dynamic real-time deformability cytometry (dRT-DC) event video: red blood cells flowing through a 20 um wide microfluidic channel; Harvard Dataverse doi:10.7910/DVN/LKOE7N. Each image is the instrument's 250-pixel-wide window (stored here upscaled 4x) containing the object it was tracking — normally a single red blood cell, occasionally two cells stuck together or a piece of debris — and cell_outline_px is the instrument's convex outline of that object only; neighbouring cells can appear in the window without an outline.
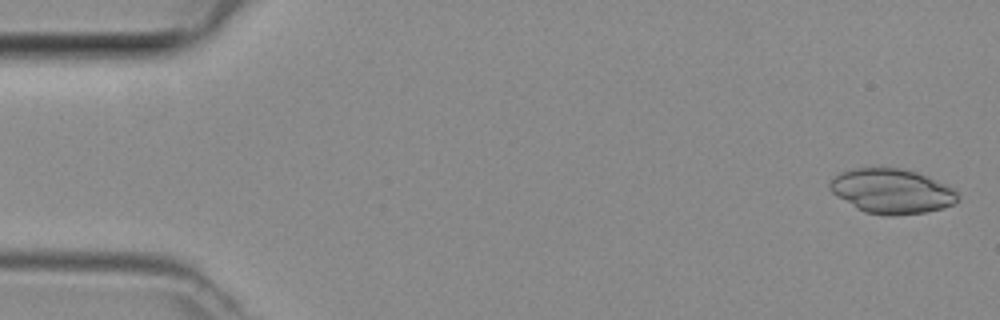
{"species": "common noctule bat (a hibernating species)", "species_latin": "Nyctalus noctula", "temperature_condition": "room temperature", "stored_images_in_passage": 21, "camera_frame_rate_fps": 3000, "um_per_image_px": 0.085, "animal": {"sex": "female", "body_mass_g": 29.2, "forearm_length_mm": 56.3}, "frame": {"image": 1, "passage_image": 2, "time_ms": 0.333, "image_size_px": [1000, 320], "cell_outline_px": [[960, 196], [952, 204], [944, 208], [924, 212], [892, 216], [888, 216], [864, 212], [856, 208], [836, 196], [828, 188], [828, 184], [840, 172], [856, 168], [900, 168], [916, 172], [944, 184], [952, 188]], "centroid_in_image_um": [75.76, 16.26], "position_along_channel_um": 9.2, "area_um2": 33.06}}